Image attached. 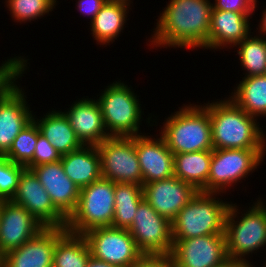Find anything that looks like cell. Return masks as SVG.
<instances>
[{"mask_svg":"<svg viewBox=\"0 0 266 267\" xmlns=\"http://www.w3.org/2000/svg\"><path fill=\"white\" fill-rule=\"evenodd\" d=\"M162 10L148 40L151 46L208 49L210 0H170Z\"/></svg>","mask_w":266,"mask_h":267,"instance_id":"6da1fadb","label":"cell"},{"mask_svg":"<svg viewBox=\"0 0 266 267\" xmlns=\"http://www.w3.org/2000/svg\"><path fill=\"white\" fill-rule=\"evenodd\" d=\"M204 104L211 120L213 149H266V134L258 118L247 114L230 98Z\"/></svg>","mask_w":266,"mask_h":267,"instance_id":"7a4b0ae2","label":"cell"},{"mask_svg":"<svg viewBox=\"0 0 266 267\" xmlns=\"http://www.w3.org/2000/svg\"><path fill=\"white\" fill-rule=\"evenodd\" d=\"M165 119L159 135L173 154L213 150L209 111L202 104H183Z\"/></svg>","mask_w":266,"mask_h":267,"instance_id":"3957f363","label":"cell"},{"mask_svg":"<svg viewBox=\"0 0 266 267\" xmlns=\"http://www.w3.org/2000/svg\"><path fill=\"white\" fill-rule=\"evenodd\" d=\"M219 195L198 191L171 221L172 238L225 234V219L230 202L216 198Z\"/></svg>","mask_w":266,"mask_h":267,"instance_id":"277c9868","label":"cell"},{"mask_svg":"<svg viewBox=\"0 0 266 267\" xmlns=\"http://www.w3.org/2000/svg\"><path fill=\"white\" fill-rule=\"evenodd\" d=\"M262 199L253 202L246 213L241 212L242 216H238L239 206L230 203L225 219L228 257L248 261L250 254L266 246V205Z\"/></svg>","mask_w":266,"mask_h":267,"instance_id":"5b68a950","label":"cell"},{"mask_svg":"<svg viewBox=\"0 0 266 267\" xmlns=\"http://www.w3.org/2000/svg\"><path fill=\"white\" fill-rule=\"evenodd\" d=\"M115 183L101 177L80 189L75 210L67 218L66 230L84 234L96 227L111 226L114 219Z\"/></svg>","mask_w":266,"mask_h":267,"instance_id":"8992f818","label":"cell"},{"mask_svg":"<svg viewBox=\"0 0 266 267\" xmlns=\"http://www.w3.org/2000/svg\"><path fill=\"white\" fill-rule=\"evenodd\" d=\"M130 88L121 80L114 81L106 86L97 99L110 137L143 135L139 132L143 113L141 104Z\"/></svg>","mask_w":266,"mask_h":267,"instance_id":"52a82bcc","label":"cell"},{"mask_svg":"<svg viewBox=\"0 0 266 267\" xmlns=\"http://www.w3.org/2000/svg\"><path fill=\"white\" fill-rule=\"evenodd\" d=\"M265 155L266 149H213L208 193L222 194L239 180H245L248 174L255 172Z\"/></svg>","mask_w":266,"mask_h":267,"instance_id":"ba28073f","label":"cell"},{"mask_svg":"<svg viewBox=\"0 0 266 267\" xmlns=\"http://www.w3.org/2000/svg\"><path fill=\"white\" fill-rule=\"evenodd\" d=\"M101 175L114 183H132L143 186L135 148V136L109 137L97 145Z\"/></svg>","mask_w":266,"mask_h":267,"instance_id":"9c48e42d","label":"cell"},{"mask_svg":"<svg viewBox=\"0 0 266 267\" xmlns=\"http://www.w3.org/2000/svg\"><path fill=\"white\" fill-rule=\"evenodd\" d=\"M83 235L90 247L91 256L117 267H128L144 255L128 229L96 227Z\"/></svg>","mask_w":266,"mask_h":267,"instance_id":"30bf717a","label":"cell"},{"mask_svg":"<svg viewBox=\"0 0 266 267\" xmlns=\"http://www.w3.org/2000/svg\"><path fill=\"white\" fill-rule=\"evenodd\" d=\"M128 231L144 255L171 254L173 248L171 221L159 215L145 199L139 203Z\"/></svg>","mask_w":266,"mask_h":267,"instance_id":"8fae6325","label":"cell"},{"mask_svg":"<svg viewBox=\"0 0 266 267\" xmlns=\"http://www.w3.org/2000/svg\"><path fill=\"white\" fill-rule=\"evenodd\" d=\"M171 255L175 267H214L228 257L225 234L173 239Z\"/></svg>","mask_w":266,"mask_h":267,"instance_id":"7c38bea8","label":"cell"},{"mask_svg":"<svg viewBox=\"0 0 266 267\" xmlns=\"http://www.w3.org/2000/svg\"><path fill=\"white\" fill-rule=\"evenodd\" d=\"M11 200L22 205L45 228L66 226L67 218L54 206L46 189L29 169L20 175L17 191Z\"/></svg>","mask_w":266,"mask_h":267,"instance_id":"4fadbf2b","label":"cell"},{"mask_svg":"<svg viewBox=\"0 0 266 267\" xmlns=\"http://www.w3.org/2000/svg\"><path fill=\"white\" fill-rule=\"evenodd\" d=\"M45 227L22 205L3 200L0 214V255L19 248Z\"/></svg>","mask_w":266,"mask_h":267,"instance_id":"5bb4252c","label":"cell"},{"mask_svg":"<svg viewBox=\"0 0 266 267\" xmlns=\"http://www.w3.org/2000/svg\"><path fill=\"white\" fill-rule=\"evenodd\" d=\"M197 192L191 184L175 176L143 185V198L159 215L170 221Z\"/></svg>","mask_w":266,"mask_h":267,"instance_id":"9a60e30c","label":"cell"},{"mask_svg":"<svg viewBox=\"0 0 266 267\" xmlns=\"http://www.w3.org/2000/svg\"><path fill=\"white\" fill-rule=\"evenodd\" d=\"M16 83L0 98V154H6L17 135L33 121L26 93Z\"/></svg>","mask_w":266,"mask_h":267,"instance_id":"2e32d148","label":"cell"},{"mask_svg":"<svg viewBox=\"0 0 266 267\" xmlns=\"http://www.w3.org/2000/svg\"><path fill=\"white\" fill-rule=\"evenodd\" d=\"M66 228H44L19 248L2 256V267H51L57 238Z\"/></svg>","mask_w":266,"mask_h":267,"instance_id":"e0dca14e","label":"cell"},{"mask_svg":"<svg viewBox=\"0 0 266 267\" xmlns=\"http://www.w3.org/2000/svg\"><path fill=\"white\" fill-rule=\"evenodd\" d=\"M135 136V148L140 170L143 176V185L160 181L174 176V154L167 147L160 136ZM154 138V139H153Z\"/></svg>","mask_w":266,"mask_h":267,"instance_id":"ac0fdd59","label":"cell"},{"mask_svg":"<svg viewBox=\"0 0 266 267\" xmlns=\"http://www.w3.org/2000/svg\"><path fill=\"white\" fill-rule=\"evenodd\" d=\"M30 170L46 189L54 206L68 218L77 206L80 189L67 177L61 161L42 164Z\"/></svg>","mask_w":266,"mask_h":267,"instance_id":"d6986e66","label":"cell"},{"mask_svg":"<svg viewBox=\"0 0 266 267\" xmlns=\"http://www.w3.org/2000/svg\"><path fill=\"white\" fill-rule=\"evenodd\" d=\"M74 103V104H73ZM63 111L83 145H99L109 138L101 107L95 98H81Z\"/></svg>","mask_w":266,"mask_h":267,"instance_id":"ffe728a7","label":"cell"},{"mask_svg":"<svg viewBox=\"0 0 266 267\" xmlns=\"http://www.w3.org/2000/svg\"><path fill=\"white\" fill-rule=\"evenodd\" d=\"M253 12L212 10L208 35V49L235 47L251 34L250 17Z\"/></svg>","mask_w":266,"mask_h":267,"instance_id":"44dd1931","label":"cell"},{"mask_svg":"<svg viewBox=\"0 0 266 267\" xmlns=\"http://www.w3.org/2000/svg\"><path fill=\"white\" fill-rule=\"evenodd\" d=\"M61 164L67 177L79 189L100 179V155L95 145H83L81 148L61 156Z\"/></svg>","mask_w":266,"mask_h":267,"instance_id":"7402d4cb","label":"cell"},{"mask_svg":"<svg viewBox=\"0 0 266 267\" xmlns=\"http://www.w3.org/2000/svg\"><path fill=\"white\" fill-rule=\"evenodd\" d=\"M131 0H108L90 23L92 37L99 45H110L124 30Z\"/></svg>","mask_w":266,"mask_h":267,"instance_id":"603a6c76","label":"cell"},{"mask_svg":"<svg viewBox=\"0 0 266 267\" xmlns=\"http://www.w3.org/2000/svg\"><path fill=\"white\" fill-rule=\"evenodd\" d=\"M33 121L37 124L40 134L54 146L61 156L83 146L62 111L50 110L40 119L33 114Z\"/></svg>","mask_w":266,"mask_h":267,"instance_id":"cb8c5ba5","label":"cell"},{"mask_svg":"<svg viewBox=\"0 0 266 267\" xmlns=\"http://www.w3.org/2000/svg\"><path fill=\"white\" fill-rule=\"evenodd\" d=\"M213 150L174 154V176L208 193V176Z\"/></svg>","mask_w":266,"mask_h":267,"instance_id":"d4e9b609","label":"cell"},{"mask_svg":"<svg viewBox=\"0 0 266 267\" xmlns=\"http://www.w3.org/2000/svg\"><path fill=\"white\" fill-rule=\"evenodd\" d=\"M229 97L252 117L266 116V74L243 77Z\"/></svg>","mask_w":266,"mask_h":267,"instance_id":"484cf974","label":"cell"},{"mask_svg":"<svg viewBox=\"0 0 266 267\" xmlns=\"http://www.w3.org/2000/svg\"><path fill=\"white\" fill-rule=\"evenodd\" d=\"M91 256L84 235L65 230L58 238L53 254L55 267H86Z\"/></svg>","mask_w":266,"mask_h":267,"instance_id":"4316f807","label":"cell"},{"mask_svg":"<svg viewBox=\"0 0 266 267\" xmlns=\"http://www.w3.org/2000/svg\"><path fill=\"white\" fill-rule=\"evenodd\" d=\"M143 186L115 183V206L112 227L128 229L133 222L139 203L143 200Z\"/></svg>","mask_w":266,"mask_h":267,"instance_id":"83f0119b","label":"cell"},{"mask_svg":"<svg viewBox=\"0 0 266 267\" xmlns=\"http://www.w3.org/2000/svg\"><path fill=\"white\" fill-rule=\"evenodd\" d=\"M250 34L235 47L241 62L242 70H246L244 77L266 74V38Z\"/></svg>","mask_w":266,"mask_h":267,"instance_id":"f1b7e54d","label":"cell"},{"mask_svg":"<svg viewBox=\"0 0 266 267\" xmlns=\"http://www.w3.org/2000/svg\"><path fill=\"white\" fill-rule=\"evenodd\" d=\"M40 131L37 124L32 121L13 140L11 148L5 154L13 163L22 165L26 169L33 168V153Z\"/></svg>","mask_w":266,"mask_h":267,"instance_id":"f546056e","label":"cell"},{"mask_svg":"<svg viewBox=\"0 0 266 267\" xmlns=\"http://www.w3.org/2000/svg\"><path fill=\"white\" fill-rule=\"evenodd\" d=\"M6 7L9 8L12 20L26 23L35 21L53 11L56 0H5ZM35 19V20H34Z\"/></svg>","mask_w":266,"mask_h":267,"instance_id":"4dcf8cb0","label":"cell"},{"mask_svg":"<svg viewBox=\"0 0 266 267\" xmlns=\"http://www.w3.org/2000/svg\"><path fill=\"white\" fill-rule=\"evenodd\" d=\"M26 167L13 163L0 154V199L11 200L18 188L20 175Z\"/></svg>","mask_w":266,"mask_h":267,"instance_id":"1f68e13d","label":"cell"},{"mask_svg":"<svg viewBox=\"0 0 266 267\" xmlns=\"http://www.w3.org/2000/svg\"><path fill=\"white\" fill-rule=\"evenodd\" d=\"M18 57V58H17ZM23 57V58H21ZM24 56H16L5 60L0 66V98L22 77L28 69Z\"/></svg>","mask_w":266,"mask_h":267,"instance_id":"d6a6232c","label":"cell"},{"mask_svg":"<svg viewBox=\"0 0 266 267\" xmlns=\"http://www.w3.org/2000/svg\"><path fill=\"white\" fill-rule=\"evenodd\" d=\"M61 160V155L54 146L41 134L38 135L36 148L33 153V167L55 163Z\"/></svg>","mask_w":266,"mask_h":267,"instance_id":"836d02e7","label":"cell"},{"mask_svg":"<svg viewBox=\"0 0 266 267\" xmlns=\"http://www.w3.org/2000/svg\"><path fill=\"white\" fill-rule=\"evenodd\" d=\"M257 0H215L212 3V10L254 12Z\"/></svg>","mask_w":266,"mask_h":267,"instance_id":"e575fe53","label":"cell"},{"mask_svg":"<svg viewBox=\"0 0 266 267\" xmlns=\"http://www.w3.org/2000/svg\"><path fill=\"white\" fill-rule=\"evenodd\" d=\"M128 267H175V263L171 254H149Z\"/></svg>","mask_w":266,"mask_h":267,"instance_id":"d590c367","label":"cell"},{"mask_svg":"<svg viewBox=\"0 0 266 267\" xmlns=\"http://www.w3.org/2000/svg\"><path fill=\"white\" fill-rule=\"evenodd\" d=\"M108 0H78L77 10L82 15L89 16L92 21L100 9L107 3Z\"/></svg>","mask_w":266,"mask_h":267,"instance_id":"8d00e7d4","label":"cell"},{"mask_svg":"<svg viewBox=\"0 0 266 267\" xmlns=\"http://www.w3.org/2000/svg\"><path fill=\"white\" fill-rule=\"evenodd\" d=\"M252 262L246 260H239L231 257H227L220 264L215 265L214 267H252Z\"/></svg>","mask_w":266,"mask_h":267,"instance_id":"74e56055","label":"cell"},{"mask_svg":"<svg viewBox=\"0 0 266 267\" xmlns=\"http://www.w3.org/2000/svg\"><path fill=\"white\" fill-rule=\"evenodd\" d=\"M86 267H117L116 265L109 264L105 261L98 260L94 258L93 256H90Z\"/></svg>","mask_w":266,"mask_h":267,"instance_id":"f35d334b","label":"cell"},{"mask_svg":"<svg viewBox=\"0 0 266 267\" xmlns=\"http://www.w3.org/2000/svg\"><path fill=\"white\" fill-rule=\"evenodd\" d=\"M262 19L260 20V26H259V30L257 33L258 36L264 37L266 35V9L263 10L262 12ZM263 34V35H262Z\"/></svg>","mask_w":266,"mask_h":267,"instance_id":"ab89813d","label":"cell"},{"mask_svg":"<svg viewBox=\"0 0 266 267\" xmlns=\"http://www.w3.org/2000/svg\"><path fill=\"white\" fill-rule=\"evenodd\" d=\"M0 267H2V256L0 255Z\"/></svg>","mask_w":266,"mask_h":267,"instance_id":"60d3db41","label":"cell"},{"mask_svg":"<svg viewBox=\"0 0 266 267\" xmlns=\"http://www.w3.org/2000/svg\"><path fill=\"white\" fill-rule=\"evenodd\" d=\"M3 200L0 199V214H1V205H2Z\"/></svg>","mask_w":266,"mask_h":267,"instance_id":"b9f144b4","label":"cell"}]
</instances>
